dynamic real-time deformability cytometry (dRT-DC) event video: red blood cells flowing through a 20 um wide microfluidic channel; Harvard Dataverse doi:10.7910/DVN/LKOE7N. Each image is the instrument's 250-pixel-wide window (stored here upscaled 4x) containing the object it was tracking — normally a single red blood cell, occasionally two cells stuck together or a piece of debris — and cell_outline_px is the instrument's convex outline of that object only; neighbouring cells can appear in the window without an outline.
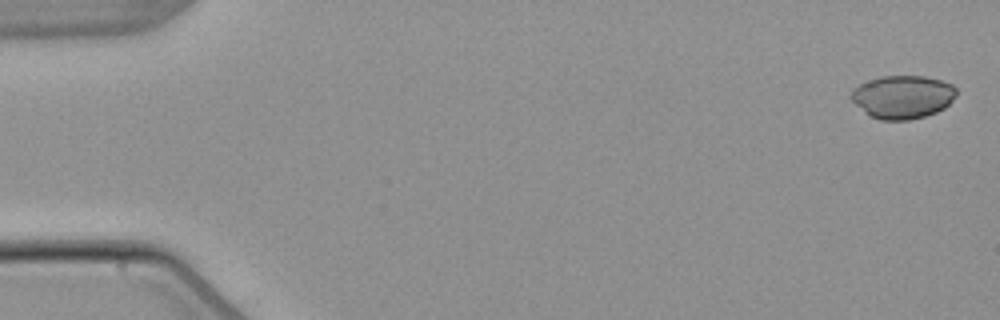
{"species": "common noctule bat (a hibernating species)", "species_latin": "Nyctalus noctula", "temperature_condition": "warm", "stored_images_in_passage": 6, "segment_of_instrument_passage": [1, 2], "camera_frame_rate_fps": 3000, "um_per_image_px": 0.085, "animal": {"sex": "male", "body_mass_g": 21.5, "forearm_length_mm": 52.0}, "frame": {"image": 1, "passage_image": 1, "time_ms": 0.0, "image_size_px": [1000, 320], "cell_outline_px": [[956, 96], [944, 108], [936, 112], [924, 116], [908, 120], [880, 120], [868, 116], [848, 96], [852, 88], [868, 80], [880, 76], [924, 76], [940, 80], [952, 84], [956, 88]], "centroid_in_image_um": [76.69, 8.23], "position_along_channel_um": 8.3, "area_um2": 26.65}}
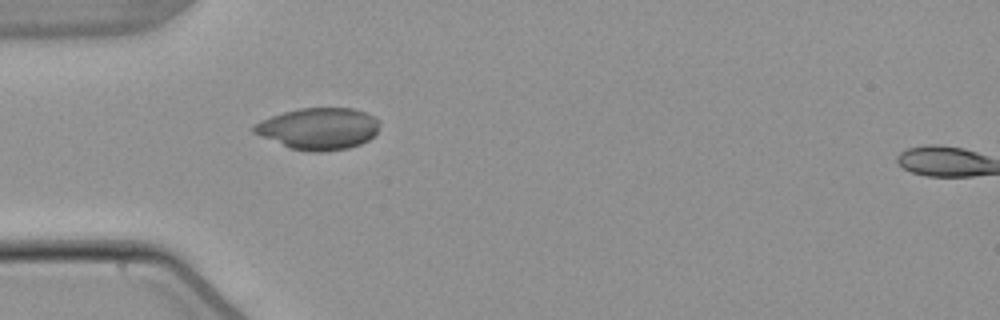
{"frame": {"image": 2, "passage_image": 5, "time_ms": 5.0, "image_size_px": [1000, 320], "cell_outline_px": [[380, 124], [376, 132], [368, 140], [360, 144], [348, 148], [324, 152], [312, 152], [292, 148], [252, 132], [252, 124], [260, 120], [284, 112], [300, 108], [356, 108], [368, 112], [376, 116], [380, 120]], "centroid_in_image_um": [27.12, 10.92], "position_along_channel_um": 57.9, "area_um2": 30.63}}